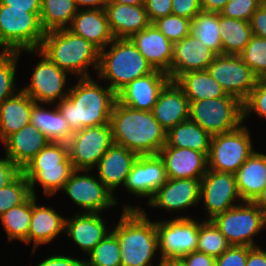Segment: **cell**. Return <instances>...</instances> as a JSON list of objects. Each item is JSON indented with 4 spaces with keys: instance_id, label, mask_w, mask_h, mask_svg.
Instances as JSON below:
<instances>
[{
    "instance_id": "816d5d0a",
    "label": "cell",
    "mask_w": 266,
    "mask_h": 266,
    "mask_svg": "<svg viewBox=\"0 0 266 266\" xmlns=\"http://www.w3.org/2000/svg\"><path fill=\"white\" fill-rule=\"evenodd\" d=\"M0 158V189L11 183L22 171L12 160L3 155Z\"/></svg>"
},
{
    "instance_id": "94428289",
    "label": "cell",
    "mask_w": 266,
    "mask_h": 266,
    "mask_svg": "<svg viewBox=\"0 0 266 266\" xmlns=\"http://www.w3.org/2000/svg\"><path fill=\"white\" fill-rule=\"evenodd\" d=\"M253 203L266 215V186L253 201Z\"/></svg>"
},
{
    "instance_id": "7c38bea8",
    "label": "cell",
    "mask_w": 266,
    "mask_h": 266,
    "mask_svg": "<svg viewBox=\"0 0 266 266\" xmlns=\"http://www.w3.org/2000/svg\"><path fill=\"white\" fill-rule=\"evenodd\" d=\"M97 178L93 170H74L61 191L82 209V213H102L117 207V196Z\"/></svg>"
},
{
    "instance_id": "836d02e7",
    "label": "cell",
    "mask_w": 266,
    "mask_h": 266,
    "mask_svg": "<svg viewBox=\"0 0 266 266\" xmlns=\"http://www.w3.org/2000/svg\"><path fill=\"white\" fill-rule=\"evenodd\" d=\"M211 137L197 123L187 120L167 131L164 146L197 150L208 157Z\"/></svg>"
},
{
    "instance_id": "30bf717a",
    "label": "cell",
    "mask_w": 266,
    "mask_h": 266,
    "mask_svg": "<svg viewBox=\"0 0 266 266\" xmlns=\"http://www.w3.org/2000/svg\"><path fill=\"white\" fill-rule=\"evenodd\" d=\"M172 219L155 221L158 235L159 260L181 259L197 250L199 225L203 222L195 218L177 214Z\"/></svg>"
},
{
    "instance_id": "ee69618b",
    "label": "cell",
    "mask_w": 266,
    "mask_h": 266,
    "mask_svg": "<svg viewBox=\"0 0 266 266\" xmlns=\"http://www.w3.org/2000/svg\"><path fill=\"white\" fill-rule=\"evenodd\" d=\"M240 57L259 79H266V39L252 35Z\"/></svg>"
},
{
    "instance_id": "9c48e42d",
    "label": "cell",
    "mask_w": 266,
    "mask_h": 266,
    "mask_svg": "<svg viewBox=\"0 0 266 266\" xmlns=\"http://www.w3.org/2000/svg\"><path fill=\"white\" fill-rule=\"evenodd\" d=\"M248 126L211 137L210 151L207 157L208 169L235 174L254 152Z\"/></svg>"
},
{
    "instance_id": "ac0fdd59",
    "label": "cell",
    "mask_w": 266,
    "mask_h": 266,
    "mask_svg": "<svg viewBox=\"0 0 266 266\" xmlns=\"http://www.w3.org/2000/svg\"><path fill=\"white\" fill-rule=\"evenodd\" d=\"M215 56L216 54L195 36H185L174 43L173 60L168 73L170 81H175L184 73L207 70Z\"/></svg>"
},
{
    "instance_id": "4fadbf2b",
    "label": "cell",
    "mask_w": 266,
    "mask_h": 266,
    "mask_svg": "<svg viewBox=\"0 0 266 266\" xmlns=\"http://www.w3.org/2000/svg\"><path fill=\"white\" fill-rule=\"evenodd\" d=\"M113 143L111 124L75 131L68 143L74 170H94Z\"/></svg>"
},
{
    "instance_id": "f546056e",
    "label": "cell",
    "mask_w": 266,
    "mask_h": 266,
    "mask_svg": "<svg viewBox=\"0 0 266 266\" xmlns=\"http://www.w3.org/2000/svg\"><path fill=\"white\" fill-rule=\"evenodd\" d=\"M243 202H253L266 186V153L254 152L235 173Z\"/></svg>"
},
{
    "instance_id": "6f0895ef",
    "label": "cell",
    "mask_w": 266,
    "mask_h": 266,
    "mask_svg": "<svg viewBox=\"0 0 266 266\" xmlns=\"http://www.w3.org/2000/svg\"><path fill=\"white\" fill-rule=\"evenodd\" d=\"M246 266H266V250L262 247H248Z\"/></svg>"
},
{
    "instance_id": "11a10c76",
    "label": "cell",
    "mask_w": 266,
    "mask_h": 266,
    "mask_svg": "<svg viewBox=\"0 0 266 266\" xmlns=\"http://www.w3.org/2000/svg\"><path fill=\"white\" fill-rule=\"evenodd\" d=\"M181 260L186 266H216V258L197 250L184 255Z\"/></svg>"
},
{
    "instance_id": "5bb4252c",
    "label": "cell",
    "mask_w": 266,
    "mask_h": 266,
    "mask_svg": "<svg viewBox=\"0 0 266 266\" xmlns=\"http://www.w3.org/2000/svg\"><path fill=\"white\" fill-rule=\"evenodd\" d=\"M207 71L226 94L236 97L243 103L259 79L240 55H216Z\"/></svg>"
},
{
    "instance_id": "681fc988",
    "label": "cell",
    "mask_w": 266,
    "mask_h": 266,
    "mask_svg": "<svg viewBox=\"0 0 266 266\" xmlns=\"http://www.w3.org/2000/svg\"><path fill=\"white\" fill-rule=\"evenodd\" d=\"M201 0H172V14L192 20L201 12Z\"/></svg>"
},
{
    "instance_id": "f1b7e54d",
    "label": "cell",
    "mask_w": 266,
    "mask_h": 266,
    "mask_svg": "<svg viewBox=\"0 0 266 266\" xmlns=\"http://www.w3.org/2000/svg\"><path fill=\"white\" fill-rule=\"evenodd\" d=\"M30 123L50 142L68 144L74 133L56 104L35 103L31 109Z\"/></svg>"
},
{
    "instance_id": "680465c9",
    "label": "cell",
    "mask_w": 266,
    "mask_h": 266,
    "mask_svg": "<svg viewBox=\"0 0 266 266\" xmlns=\"http://www.w3.org/2000/svg\"><path fill=\"white\" fill-rule=\"evenodd\" d=\"M230 0H201V9L204 12L220 13Z\"/></svg>"
},
{
    "instance_id": "db71d44e",
    "label": "cell",
    "mask_w": 266,
    "mask_h": 266,
    "mask_svg": "<svg viewBox=\"0 0 266 266\" xmlns=\"http://www.w3.org/2000/svg\"><path fill=\"white\" fill-rule=\"evenodd\" d=\"M250 26L253 35L266 39V1L252 15Z\"/></svg>"
},
{
    "instance_id": "5b68a950",
    "label": "cell",
    "mask_w": 266,
    "mask_h": 266,
    "mask_svg": "<svg viewBox=\"0 0 266 266\" xmlns=\"http://www.w3.org/2000/svg\"><path fill=\"white\" fill-rule=\"evenodd\" d=\"M39 50L59 68L76 76V79L91 77L90 67L97 73L99 50L88 40L68 29L45 32Z\"/></svg>"
},
{
    "instance_id": "f5cc1de1",
    "label": "cell",
    "mask_w": 266,
    "mask_h": 266,
    "mask_svg": "<svg viewBox=\"0 0 266 266\" xmlns=\"http://www.w3.org/2000/svg\"><path fill=\"white\" fill-rule=\"evenodd\" d=\"M36 266H85V259L73 258L67 254H50L45 259L40 261Z\"/></svg>"
},
{
    "instance_id": "ffe728a7",
    "label": "cell",
    "mask_w": 266,
    "mask_h": 266,
    "mask_svg": "<svg viewBox=\"0 0 266 266\" xmlns=\"http://www.w3.org/2000/svg\"><path fill=\"white\" fill-rule=\"evenodd\" d=\"M159 156L168 179H202L208 170L207 156L197 150L163 146Z\"/></svg>"
},
{
    "instance_id": "603a6c76",
    "label": "cell",
    "mask_w": 266,
    "mask_h": 266,
    "mask_svg": "<svg viewBox=\"0 0 266 266\" xmlns=\"http://www.w3.org/2000/svg\"><path fill=\"white\" fill-rule=\"evenodd\" d=\"M139 155L124 146L113 143L97 165V176L114 195L117 188L124 187L127 175Z\"/></svg>"
},
{
    "instance_id": "60d3db41",
    "label": "cell",
    "mask_w": 266,
    "mask_h": 266,
    "mask_svg": "<svg viewBox=\"0 0 266 266\" xmlns=\"http://www.w3.org/2000/svg\"><path fill=\"white\" fill-rule=\"evenodd\" d=\"M23 51H9L0 59V105L9 97L15 95L17 88L16 73L19 66V57Z\"/></svg>"
},
{
    "instance_id": "ba28073f",
    "label": "cell",
    "mask_w": 266,
    "mask_h": 266,
    "mask_svg": "<svg viewBox=\"0 0 266 266\" xmlns=\"http://www.w3.org/2000/svg\"><path fill=\"white\" fill-rule=\"evenodd\" d=\"M211 221L231 245L237 246H259L254 237L266 228V215L253 202H242Z\"/></svg>"
},
{
    "instance_id": "d6986e66",
    "label": "cell",
    "mask_w": 266,
    "mask_h": 266,
    "mask_svg": "<svg viewBox=\"0 0 266 266\" xmlns=\"http://www.w3.org/2000/svg\"><path fill=\"white\" fill-rule=\"evenodd\" d=\"M169 81L168 74L154 70L131 81L117 94V100L135 110L152 111L160 91Z\"/></svg>"
},
{
    "instance_id": "7a4b0ae2",
    "label": "cell",
    "mask_w": 266,
    "mask_h": 266,
    "mask_svg": "<svg viewBox=\"0 0 266 266\" xmlns=\"http://www.w3.org/2000/svg\"><path fill=\"white\" fill-rule=\"evenodd\" d=\"M111 231L119 240L121 266H154L159 254L158 235L155 221L142 206L124 204L120 220Z\"/></svg>"
},
{
    "instance_id": "d4e9b609",
    "label": "cell",
    "mask_w": 266,
    "mask_h": 266,
    "mask_svg": "<svg viewBox=\"0 0 266 266\" xmlns=\"http://www.w3.org/2000/svg\"><path fill=\"white\" fill-rule=\"evenodd\" d=\"M190 102L175 81H169L160 91L152 113L160 125L168 131L189 120Z\"/></svg>"
},
{
    "instance_id": "cb8c5ba5",
    "label": "cell",
    "mask_w": 266,
    "mask_h": 266,
    "mask_svg": "<svg viewBox=\"0 0 266 266\" xmlns=\"http://www.w3.org/2000/svg\"><path fill=\"white\" fill-rule=\"evenodd\" d=\"M130 39L154 70L169 73L174 44L153 23L134 34Z\"/></svg>"
},
{
    "instance_id": "2e32d148",
    "label": "cell",
    "mask_w": 266,
    "mask_h": 266,
    "mask_svg": "<svg viewBox=\"0 0 266 266\" xmlns=\"http://www.w3.org/2000/svg\"><path fill=\"white\" fill-rule=\"evenodd\" d=\"M167 179L165 165L159 154L139 155L123 188L140 199L148 198V203Z\"/></svg>"
},
{
    "instance_id": "d590c367",
    "label": "cell",
    "mask_w": 266,
    "mask_h": 266,
    "mask_svg": "<svg viewBox=\"0 0 266 266\" xmlns=\"http://www.w3.org/2000/svg\"><path fill=\"white\" fill-rule=\"evenodd\" d=\"M78 10L74 0H41V26L45 32L67 29Z\"/></svg>"
},
{
    "instance_id": "e575fe53",
    "label": "cell",
    "mask_w": 266,
    "mask_h": 266,
    "mask_svg": "<svg viewBox=\"0 0 266 266\" xmlns=\"http://www.w3.org/2000/svg\"><path fill=\"white\" fill-rule=\"evenodd\" d=\"M219 32L225 55H240L253 35L250 22L228 18L220 13Z\"/></svg>"
},
{
    "instance_id": "83f0119b",
    "label": "cell",
    "mask_w": 266,
    "mask_h": 266,
    "mask_svg": "<svg viewBox=\"0 0 266 266\" xmlns=\"http://www.w3.org/2000/svg\"><path fill=\"white\" fill-rule=\"evenodd\" d=\"M105 12L114 38H131L151 24L145 4H107Z\"/></svg>"
},
{
    "instance_id": "7402d4cb",
    "label": "cell",
    "mask_w": 266,
    "mask_h": 266,
    "mask_svg": "<svg viewBox=\"0 0 266 266\" xmlns=\"http://www.w3.org/2000/svg\"><path fill=\"white\" fill-rule=\"evenodd\" d=\"M66 217L58 214L54 207L37 204V196L32 194V216L27 244L32 243V253L41 245H48L65 233Z\"/></svg>"
},
{
    "instance_id": "e0dca14e",
    "label": "cell",
    "mask_w": 266,
    "mask_h": 266,
    "mask_svg": "<svg viewBox=\"0 0 266 266\" xmlns=\"http://www.w3.org/2000/svg\"><path fill=\"white\" fill-rule=\"evenodd\" d=\"M200 191L201 179H167L147 204L177 213L191 206H199Z\"/></svg>"
},
{
    "instance_id": "bcb514c9",
    "label": "cell",
    "mask_w": 266,
    "mask_h": 266,
    "mask_svg": "<svg viewBox=\"0 0 266 266\" xmlns=\"http://www.w3.org/2000/svg\"><path fill=\"white\" fill-rule=\"evenodd\" d=\"M244 122L253 114L266 119V79H258L249 97L243 103Z\"/></svg>"
},
{
    "instance_id": "74e56055",
    "label": "cell",
    "mask_w": 266,
    "mask_h": 266,
    "mask_svg": "<svg viewBox=\"0 0 266 266\" xmlns=\"http://www.w3.org/2000/svg\"><path fill=\"white\" fill-rule=\"evenodd\" d=\"M190 34L202 41L216 55L223 54L219 13L199 12L191 21Z\"/></svg>"
},
{
    "instance_id": "4dcf8cb0",
    "label": "cell",
    "mask_w": 266,
    "mask_h": 266,
    "mask_svg": "<svg viewBox=\"0 0 266 266\" xmlns=\"http://www.w3.org/2000/svg\"><path fill=\"white\" fill-rule=\"evenodd\" d=\"M35 103L29 95L19 90L0 105L1 143L8 136L30 123L31 109Z\"/></svg>"
},
{
    "instance_id": "52a82bcc",
    "label": "cell",
    "mask_w": 266,
    "mask_h": 266,
    "mask_svg": "<svg viewBox=\"0 0 266 266\" xmlns=\"http://www.w3.org/2000/svg\"><path fill=\"white\" fill-rule=\"evenodd\" d=\"M39 15L0 4V43L8 51L40 49L45 31Z\"/></svg>"
},
{
    "instance_id": "7bdbcfd3",
    "label": "cell",
    "mask_w": 266,
    "mask_h": 266,
    "mask_svg": "<svg viewBox=\"0 0 266 266\" xmlns=\"http://www.w3.org/2000/svg\"><path fill=\"white\" fill-rule=\"evenodd\" d=\"M30 195L29 181L21 172L11 183L0 189V216L22 204Z\"/></svg>"
},
{
    "instance_id": "b9f144b4",
    "label": "cell",
    "mask_w": 266,
    "mask_h": 266,
    "mask_svg": "<svg viewBox=\"0 0 266 266\" xmlns=\"http://www.w3.org/2000/svg\"><path fill=\"white\" fill-rule=\"evenodd\" d=\"M60 164H72L69 146L66 143L50 142L24 168H51L60 167Z\"/></svg>"
},
{
    "instance_id": "4316f807",
    "label": "cell",
    "mask_w": 266,
    "mask_h": 266,
    "mask_svg": "<svg viewBox=\"0 0 266 266\" xmlns=\"http://www.w3.org/2000/svg\"><path fill=\"white\" fill-rule=\"evenodd\" d=\"M50 143V140L31 124L8 136L2 144L5 155L21 170L37 153Z\"/></svg>"
},
{
    "instance_id": "1f68e13d",
    "label": "cell",
    "mask_w": 266,
    "mask_h": 266,
    "mask_svg": "<svg viewBox=\"0 0 266 266\" xmlns=\"http://www.w3.org/2000/svg\"><path fill=\"white\" fill-rule=\"evenodd\" d=\"M175 82L184 91L189 102L227 95L221 85L211 77L207 70L184 73Z\"/></svg>"
},
{
    "instance_id": "6125c7cd",
    "label": "cell",
    "mask_w": 266,
    "mask_h": 266,
    "mask_svg": "<svg viewBox=\"0 0 266 266\" xmlns=\"http://www.w3.org/2000/svg\"><path fill=\"white\" fill-rule=\"evenodd\" d=\"M156 266H186L181 259H160Z\"/></svg>"
},
{
    "instance_id": "9f6ffc18",
    "label": "cell",
    "mask_w": 266,
    "mask_h": 266,
    "mask_svg": "<svg viewBox=\"0 0 266 266\" xmlns=\"http://www.w3.org/2000/svg\"><path fill=\"white\" fill-rule=\"evenodd\" d=\"M0 4L9 6V9H28L31 13L41 11V0H0Z\"/></svg>"
},
{
    "instance_id": "3957f363",
    "label": "cell",
    "mask_w": 266,
    "mask_h": 266,
    "mask_svg": "<svg viewBox=\"0 0 266 266\" xmlns=\"http://www.w3.org/2000/svg\"><path fill=\"white\" fill-rule=\"evenodd\" d=\"M110 124L113 142L138 155H157L166 144L167 131L152 111L135 110L116 100Z\"/></svg>"
},
{
    "instance_id": "6da1fadb",
    "label": "cell",
    "mask_w": 266,
    "mask_h": 266,
    "mask_svg": "<svg viewBox=\"0 0 266 266\" xmlns=\"http://www.w3.org/2000/svg\"><path fill=\"white\" fill-rule=\"evenodd\" d=\"M93 77L78 78L70 86L67 97L56 106L75 132L85 127L110 124L113 106L117 94L106 84L100 85Z\"/></svg>"
},
{
    "instance_id": "ab89813d",
    "label": "cell",
    "mask_w": 266,
    "mask_h": 266,
    "mask_svg": "<svg viewBox=\"0 0 266 266\" xmlns=\"http://www.w3.org/2000/svg\"><path fill=\"white\" fill-rule=\"evenodd\" d=\"M85 266H121L120 245L117 236L110 231L88 254Z\"/></svg>"
},
{
    "instance_id": "8d00e7d4",
    "label": "cell",
    "mask_w": 266,
    "mask_h": 266,
    "mask_svg": "<svg viewBox=\"0 0 266 266\" xmlns=\"http://www.w3.org/2000/svg\"><path fill=\"white\" fill-rule=\"evenodd\" d=\"M32 216V194L20 205L12 207L0 216V223L9 242L18 240L27 244Z\"/></svg>"
},
{
    "instance_id": "e7e4bbea",
    "label": "cell",
    "mask_w": 266,
    "mask_h": 266,
    "mask_svg": "<svg viewBox=\"0 0 266 266\" xmlns=\"http://www.w3.org/2000/svg\"><path fill=\"white\" fill-rule=\"evenodd\" d=\"M9 51L0 43V59H2Z\"/></svg>"
},
{
    "instance_id": "8992f818",
    "label": "cell",
    "mask_w": 266,
    "mask_h": 266,
    "mask_svg": "<svg viewBox=\"0 0 266 266\" xmlns=\"http://www.w3.org/2000/svg\"><path fill=\"white\" fill-rule=\"evenodd\" d=\"M189 120L211 136L227 133L244 123L243 102L232 95L190 102Z\"/></svg>"
},
{
    "instance_id": "f35d334b",
    "label": "cell",
    "mask_w": 266,
    "mask_h": 266,
    "mask_svg": "<svg viewBox=\"0 0 266 266\" xmlns=\"http://www.w3.org/2000/svg\"><path fill=\"white\" fill-rule=\"evenodd\" d=\"M231 244L211 220H204L199 225L197 251L217 258L221 256Z\"/></svg>"
},
{
    "instance_id": "d6a6232c",
    "label": "cell",
    "mask_w": 266,
    "mask_h": 266,
    "mask_svg": "<svg viewBox=\"0 0 266 266\" xmlns=\"http://www.w3.org/2000/svg\"><path fill=\"white\" fill-rule=\"evenodd\" d=\"M22 173L29 181L31 194L36 195L35 186L42 187L44 196H54L64 188L65 182L74 171L72 164H60L51 168H23Z\"/></svg>"
},
{
    "instance_id": "484cf974",
    "label": "cell",
    "mask_w": 266,
    "mask_h": 266,
    "mask_svg": "<svg viewBox=\"0 0 266 266\" xmlns=\"http://www.w3.org/2000/svg\"><path fill=\"white\" fill-rule=\"evenodd\" d=\"M67 29L88 40L99 51L114 40L105 9H79Z\"/></svg>"
},
{
    "instance_id": "44dd1931",
    "label": "cell",
    "mask_w": 266,
    "mask_h": 266,
    "mask_svg": "<svg viewBox=\"0 0 266 266\" xmlns=\"http://www.w3.org/2000/svg\"><path fill=\"white\" fill-rule=\"evenodd\" d=\"M101 213H80L65 220V235L75 243L80 251L88 255L96 245L111 231ZM106 222V223H105ZM108 228V230H107Z\"/></svg>"
},
{
    "instance_id": "c3c4849f",
    "label": "cell",
    "mask_w": 266,
    "mask_h": 266,
    "mask_svg": "<svg viewBox=\"0 0 266 266\" xmlns=\"http://www.w3.org/2000/svg\"><path fill=\"white\" fill-rule=\"evenodd\" d=\"M248 246L231 245L216 258V266H246Z\"/></svg>"
},
{
    "instance_id": "f907efd6",
    "label": "cell",
    "mask_w": 266,
    "mask_h": 266,
    "mask_svg": "<svg viewBox=\"0 0 266 266\" xmlns=\"http://www.w3.org/2000/svg\"><path fill=\"white\" fill-rule=\"evenodd\" d=\"M144 4L151 23L172 14V0H144Z\"/></svg>"
},
{
    "instance_id": "91938a15",
    "label": "cell",
    "mask_w": 266,
    "mask_h": 266,
    "mask_svg": "<svg viewBox=\"0 0 266 266\" xmlns=\"http://www.w3.org/2000/svg\"><path fill=\"white\" fill-rule=\"evenodd\" d=\"M78 9H105L106 0H74Z\"/></svg>"
},
{
    "instance_id": "be15d7a7",
    "label": "cell",
    "mask_w": 266,
    "mask_h": 266,
    "mask_svg": "<svg viewBox=\"0 0 266 266\" xmlns=\"http://www.w3.org/2000/svg\"><path fill=\"white\" fill-rule=\"evenodd\" d=\"M107 4H126V5H141L144 0H106Z\"/></svg>"
},
{
    "instance_id": "8fae6325",
    "label": "cell",
    "mask_w": 266,
    "mask_h": 266,
    "mask_svg": "<svg viewBox=\"0 0 266 266\" xmlns=\"http://www.w3.org/2000/svg\"><path fill=\"white\" fill-rule=\"evenodd\" d=\"M23 51L33 54L32 56L37 55L40 59L34 66L35 69L30 77L31 82L21 90L36 103L56 104L57 101L67 97L70 89L67 83L69 74L59 68L39 49Z\"/></svg>"
},
{
    "instance_id": "f6af8a7d",
    "label": "cell",
    "mask_w": 266,
    "mask_h": 266,
    "mask_svg": "<svg viewBox=\"0 0 266 266\" xmlns=\"http://www.w3.org/2000/svg\"><path fill=\"white\" fill-rule=\"evenodd\" d=\"M191 21L185 17L169 14L158 18L153 24L174 44L190 34Z\"/></svg>"
},
{
    "instance_id": "7dc6e473",
    "label": "cell",
    "mask_w": 266,
    "mask_h": 266,
    "mask_svg": "<svg viewBox=\"0 0 266 266\" xmlns=\"http://www.w3.org/2000/svg\"><path fill=\"white\" fill-rule=\"evenodd\" d=\"M263 0H230L220 12L225 17L250 22Z\"/></svg>"
},
{
    "instance_id": "9a60e30c",
    "label": "cell",
    "mask_w": 266,
    "mask_h": 266,
    "mask_svg": "<svg viewBox=\"0 0 266 266\" xmlns=\"http://www.w3.org/2000/svg\"><path fill=\"white\" fill-rule=\"evenodd\" d=\"M242 202L235 174L207 170L201 179L200 191V203L203 204L204 213L207 215L204 220H212L216 215Z\"/></svg>"
},
{
    "instance_id": "277c9868",
    "label": "cell",
    "mask_w": 266,
    "mask_h": 266,
    "mask_svg": "<svg viewBox=\"0 0 266 266\" xmlns=\"http://www.w3.org/2000/svg\"><path fill=\"white\" fill-rule=\"evenodd\" d=\"M153 71V67L130 38H114L103 50L99 51L96 77L103 80V84L108 85L116 94L131 81Z\"/></svg>"
}]
</instances>
